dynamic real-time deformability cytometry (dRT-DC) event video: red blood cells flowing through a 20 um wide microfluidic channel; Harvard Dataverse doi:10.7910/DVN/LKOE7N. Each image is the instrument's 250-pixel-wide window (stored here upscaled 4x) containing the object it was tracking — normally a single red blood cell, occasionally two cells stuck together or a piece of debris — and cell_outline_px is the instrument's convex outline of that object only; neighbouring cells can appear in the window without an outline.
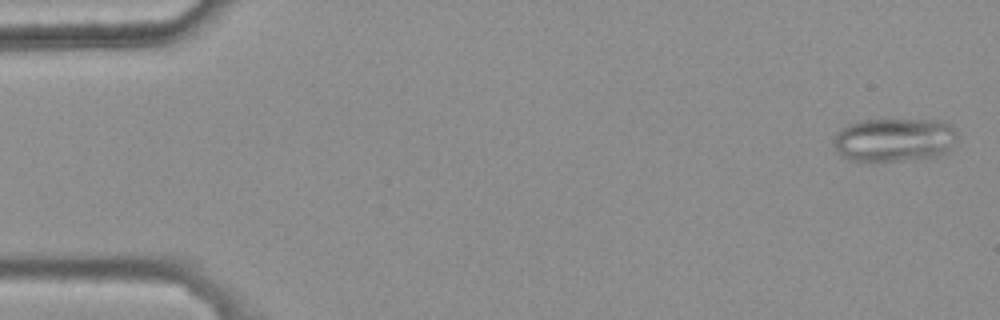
{"species": "common noctule bat (a hibernating species)", "species_latin": "Nyctalus noctula", "temperature_condition": "warm", "stored_images_in_passage": 48, "camera_frame_rate_fps": 3000, "um_per_image_px": 0.085, "animal": {"sex": "female", "body_mass_g": 25.1}, "frame": {"image": 1, "passage_image": 2, "time_ms": 0.333, "image_size_px": [1000, 320], "cell_outline_px": [[960, 136], [948, 152], [940, 156], [900, 160], [852, 160], [844, 156], [836, 148], [832, 140], [836, 132], [840, 128], [848, 124], [860, 120], [940, 120], [952, 124]], "centroid_in_image_um": [76.08, 11.85], "position_along_channel_um": 8.9, "area_um2": 31.62}}
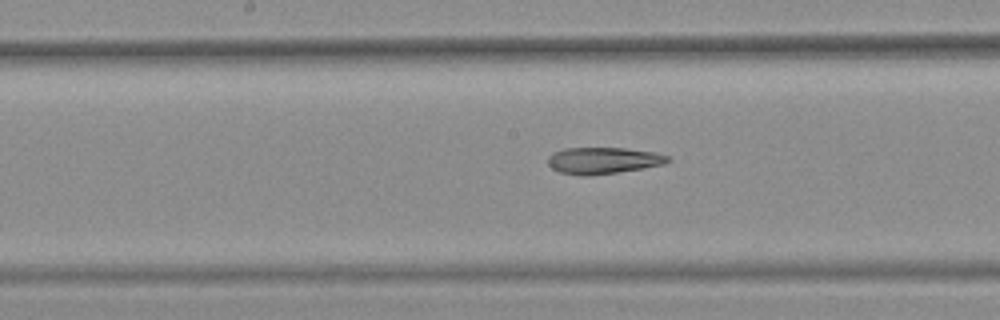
{"frame": {"image": 2, "passage_image": 28, "time_ms": 9.0, "image_size_px": [1000, 320], "cell_outline_px": [[672, 160], [664, 164], [644, 168], [588, 176], [580, 176], [560, 172], [552, 168], [548, 164], [548, 156], [552, 152], [564, 148], [624, 148], [652, 152], [668, 156]], "centroid_in_image_um": [51.24, 13.64], "position_along_channel_um": 197.0, "area_um2": 18.55}}
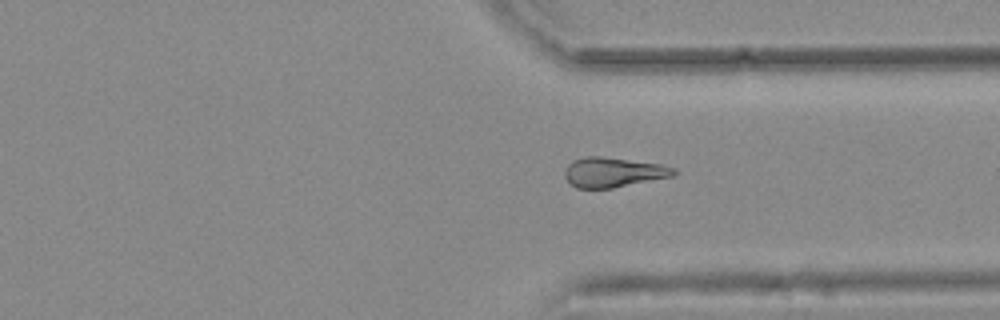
{"frame": {"image": 3, "passage_image": 41, "time_ms": 13.333, "image_size_px": [1000, 320], "cell_outline_px": [[676, 172], [672, 176], [612, 188], [576, 188], [564, 176], [564, 172], [568, 164], [572, 160], [584, 156], [600, 156], [660, 164], [676, 168]], "centroid_in_image_um": [52.09, 14.63], "position_along_channel_um": 359.3, "area_um2": 18.79}, "authors_computed_cell_mechanics": {"area_um2": 19.5075, "velocity_mm_per_s": 3.7353, "shape_relaxation_time_tau1_ms": null, "shape_relaxation_time_tau2_ms": 10.3061, "deformation_change_tau1": null, "deformation_change_tau2": 0.2318}}